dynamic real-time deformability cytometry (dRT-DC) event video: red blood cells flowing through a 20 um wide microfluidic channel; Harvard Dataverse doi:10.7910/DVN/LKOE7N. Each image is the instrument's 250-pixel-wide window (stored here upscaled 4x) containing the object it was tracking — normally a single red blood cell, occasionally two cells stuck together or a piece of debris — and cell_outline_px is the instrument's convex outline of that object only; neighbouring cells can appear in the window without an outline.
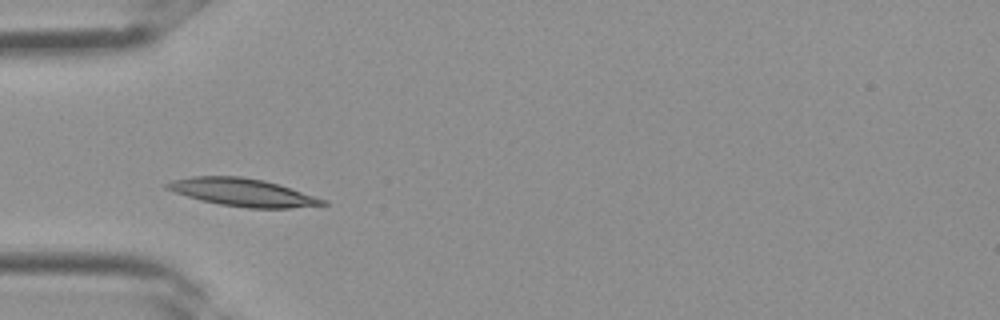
{"species": "Egyptian fruit bat (a non-hibernating species)", "species_latin": "Rousettus aegyptiacus", "temperature_condition": "room temperature", "stored_images_in_passage": 2, "camera_frame_rate_fps": 3000, "um_per_image_px": 0.085, "frame": {"image": 1, "passage_image": 2, "time_ms": 0.333, "image_size_px": [1000, 320], "cell_outline_px": [[328, 204], [288, 208], [248, 208], [220, 204], [200, 200], [164, 188], [164, 184], [172, 180], [192, 176], [240, 176], [264, 180], [280, 184], [328, 200]], "centroid_in_image_um": [20.65, 16.34], "position_along_channel_um": 64.4, "area_um2": 25.2}}